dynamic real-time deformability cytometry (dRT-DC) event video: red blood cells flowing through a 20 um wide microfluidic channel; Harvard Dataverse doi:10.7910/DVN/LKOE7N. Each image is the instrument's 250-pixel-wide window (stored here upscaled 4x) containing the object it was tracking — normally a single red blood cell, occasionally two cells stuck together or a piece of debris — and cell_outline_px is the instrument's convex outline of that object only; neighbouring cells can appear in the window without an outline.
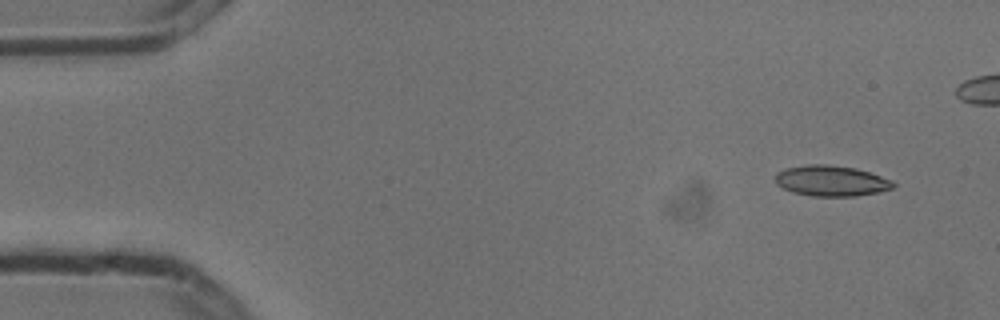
{"species": "common noctule bat (a hibernating species)", "species_latin": "Nyctalus noctula", "temperature_condition": "cold", "stored_images_in_passage": 5, "camera_frame_rate_fps": 3000, "um_per_image_px": 0.085, "animal": {"sex": "male", "body_mass_g": 13.3}, "frame": {"image": 1, "passage_image": 1, "time_ms": 0.0, "image_size_px": [1000, 320], "cell_outline_px": [[896, 184], [892, 188], [876, 192], [856, 196], [812, 196], [792, 192], [776, 184], [776, 172], [784, 168], [804, 164], [828, 164], [856, 168], [892, 180]], "centroid_in_image_um": [70.62, 15.36], "position_along_channel_um": 14.4, "area_um2": 21.1}}